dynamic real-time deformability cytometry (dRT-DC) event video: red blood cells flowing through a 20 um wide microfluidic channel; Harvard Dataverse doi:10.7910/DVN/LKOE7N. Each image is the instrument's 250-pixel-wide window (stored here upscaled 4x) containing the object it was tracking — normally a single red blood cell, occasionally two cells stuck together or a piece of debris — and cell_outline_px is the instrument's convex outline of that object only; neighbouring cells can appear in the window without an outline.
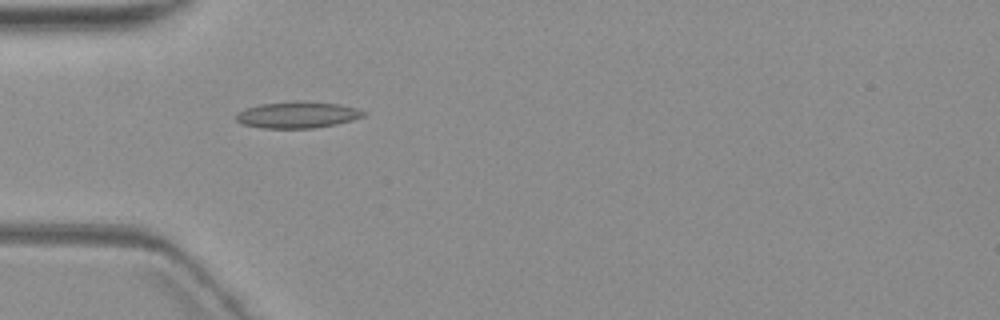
{"species": "common noctule bat (a hibernating species)", "species_latin": "Nyctalus noctula", "temperature_condition": "warm", "stored_images_in_passage": 4, "camera_frame_rate_fps": 3000, "um_per_image_px": 0.085, "animal": {"sex": "female", "body_mass_g": 19.3, "forearm_length_mm": 54.1}, "frame": {"image": 1, "passage_image": 3, "time_ms": 5.333, "image_size_px": [1000, 320], "cell_outline_px": [[368, 112], [364, 116], [352, 120], [336, 124], [316, 128], [260, 128], [244, 124], [236, 120], [236, 112], [244, 108], [260, 104], [292, 100], [304, 100], [340, 104], [356, 108]], "centroid_in_image_um": [25.28, 9.74], "position_along_channel_um": 59.7, "area_um2": 20.06}}
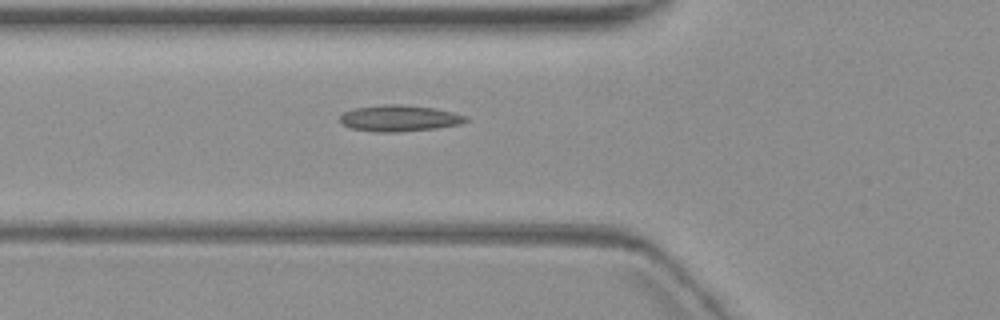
{"frame": {"image": 2, "passage_image": 4, "time_ms": 6.333, "image_size_px": [1000, 320], "cell_outline_px": [[468, 120], [460, 124], [436, 128], [400, 132], [372, 132], [352, 128], [344, 124], [340, 120], [340, 116], [344, 112], [352, 108], [384, 104], [400, 104], [432, 108], [452, 112], [468, 116]], "centroid_in_image_um": [33.93, 10.05], "position_along_channel_um": 91.9, "area_um2": 19.25}}